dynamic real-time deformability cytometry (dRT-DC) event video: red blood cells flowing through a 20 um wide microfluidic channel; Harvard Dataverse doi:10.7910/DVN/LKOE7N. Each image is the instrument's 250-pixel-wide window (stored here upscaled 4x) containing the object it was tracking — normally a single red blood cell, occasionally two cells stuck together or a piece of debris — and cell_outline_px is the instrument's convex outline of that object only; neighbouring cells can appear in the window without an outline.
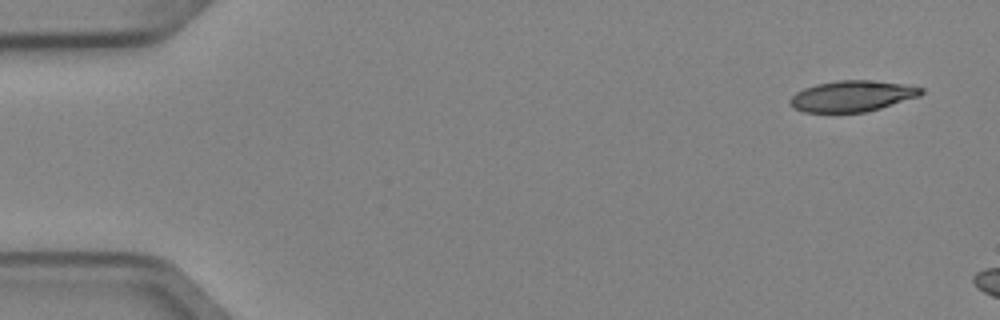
{"species": "Egyptian fruit bat (a non-hibernating species)", "species_latin": "Rousettus aegyptiacus", "temperature_condition": "cold", "stored_images_in_passage": 3, "camera_frame_rate_fps": 3000, "um_per_image_px": 0.085, "animal": {"sex": "female"}, "frame": {"image": 1, "passage_image": 1, "time_ms": 0.0, "image_size_px": [1000, 320], "cell_outline_px": [[924, 92], [920, 96], [880, 108], [864, 112], [804, 112], [792, 108], [788, 104], [788, 100], [796, 92], [804, 88], [816, 84], [840, 80], [872, 80], [900, 84], [924, 88]], "centroid_in_image_um": [72.39, 8.17], "position_along_channel_um": 12.6, "area_um2": 23.64}}